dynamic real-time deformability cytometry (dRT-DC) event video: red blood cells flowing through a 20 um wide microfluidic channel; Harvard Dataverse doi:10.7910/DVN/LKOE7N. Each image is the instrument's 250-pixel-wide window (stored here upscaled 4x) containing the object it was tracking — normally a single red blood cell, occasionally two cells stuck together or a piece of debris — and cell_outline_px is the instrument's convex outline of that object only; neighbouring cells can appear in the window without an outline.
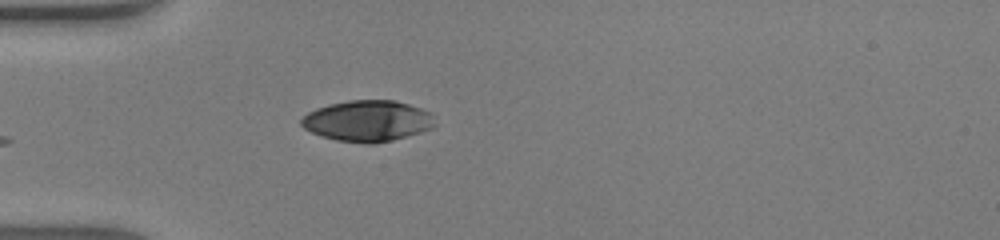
{"species": "human", "species_latin": "Homo sapiens", "temperature_condition": "warm", "stored_images_in_passage": 24, "camera_frame_rate_fps": 3000, "um_per_image_px": 0.085, "donor": {"sex": "male"}, "frame": {"image": 1, "passage_image": 1, "time_ms": 0.0, "image_size_px": [1000, 240], "cell_outline_px": [[436, 124], [432, 128], [420, 132], [392, 140], [372, 144], [368, 144], [336, 140], [312, 132], [304, 128], [300, 124], [300, 120], [308, 112], [316, 108], [328, 104], [348, 100], [396, 100], [432, 112]], "centroid_in_image_um": [31.26, 10.27], "position_along_channel_um": 53.7, "area_um2": 32.02}}
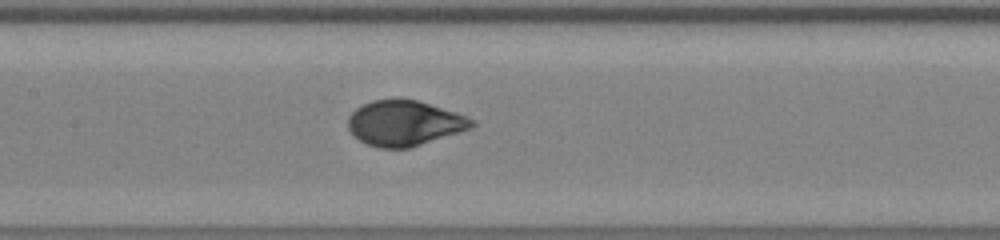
{"frame": {"image": 2, "passage_image": 10, "time_ms": 3.0, "image_size_px": [1000, 240], "cell_outline_px": [[476, 124], [472, 128], [460, 132], [408, 148], [380, 148], [368, 144], [352, 136], [348, 128], [348, 116], [356, 108], [372, 100], [416, 100], [476, 120]], "centroid_in_image_um": [34.34, 10.49], "position_along_channel_um": 173.1, "area_um2": 32.14}}
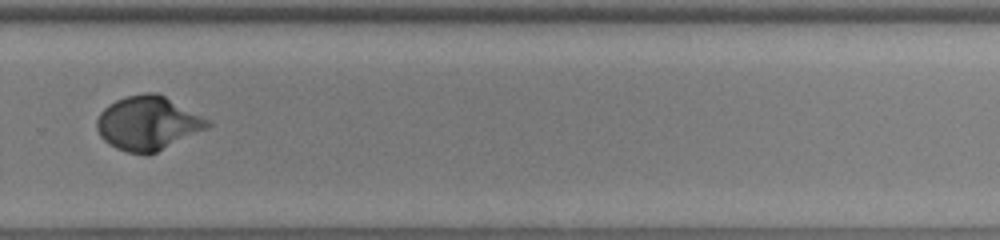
{"frame": {"image": 3, "passage_image": 20, "time_ms": 6.333, "image_size_px": [1000, 240], "cell_outline_px": [[212, 124], [208, 128], [148, 156], [128, 152], [116, 148], [108, 144], [100, 136], [96, 128], [96, 120], [100, 112], [108, 104], [116, 100], [128, 96], [144, 92], [156, 92], [164, 96], [208, 120]], "centroid_in_image_um": [12.52, 10.49], "position_along_channel_um": 317.3, "area_um2": 34.68}, "authors_computed_cell_mechanics": {"area_um2": 33.235, "velocity_mm_per_s": 4.3352, "shape_relaxation_time_tau1_ms": 3.1113, "shape_relaxation_time_tau2_ms": null, "deformation_change_tau1": 0.1931, "deformation_change_tau2": null}}